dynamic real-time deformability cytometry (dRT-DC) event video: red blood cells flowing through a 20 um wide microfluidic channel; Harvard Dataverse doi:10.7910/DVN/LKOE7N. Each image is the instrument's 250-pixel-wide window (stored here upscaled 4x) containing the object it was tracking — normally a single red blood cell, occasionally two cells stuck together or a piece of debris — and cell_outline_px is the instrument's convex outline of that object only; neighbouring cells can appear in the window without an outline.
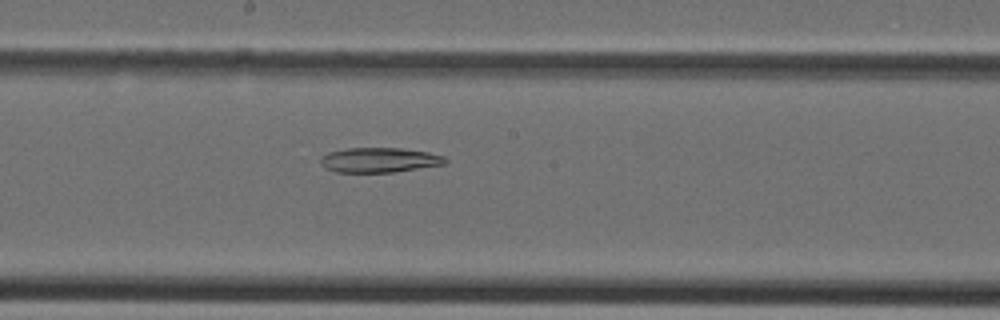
{"species": "Egyptian fruit bat (a non-hibernating species)", "species_latin": "Rousettus aegyptiacus", "temperature_condition": "cold", "stored_images_in_passage": 27, "camera_frame_rate_fps": 3000, "um_per_image_px": 0.085, "animal": {"sex": "female"}, "frame": {"image": 1, "passage_image": 11, "time_ms": 3.333, "image_size_px": [1000, 320], "cell_outline_px": [[448, 164], [392, 172], [336, 172], [324, 168], [320, 164], [320, 156], [328, 152], [348, 148], [400, 148], [428, 152], [444, 156], [448, 160]], "centroid_in_image_um": [32.24, 13.6], "position_along_channel_um": 216.0, "area_um2": 18.21}}
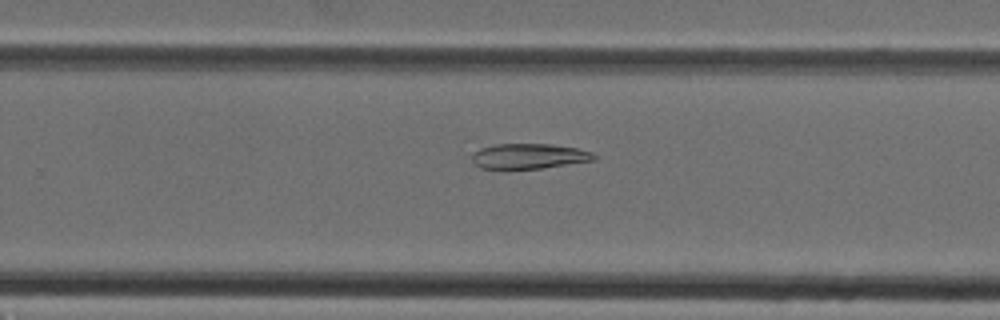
{"frame": {"image": 2, "passage_image": 15, "time_ms": 4.667, "image_size_px": [1000, 320], "cell_outline_px": [[596, 160], [544, 168], [480, 168], [472, 160], [472, 152], [480, 148], [496, 144], [552, 144], [576, 148], [592, 152], [596, 156]], "centroid_in_image_um": [44.98, 13.27], "position_along_channel_um": 284.8, "area_um2": 17.86}}
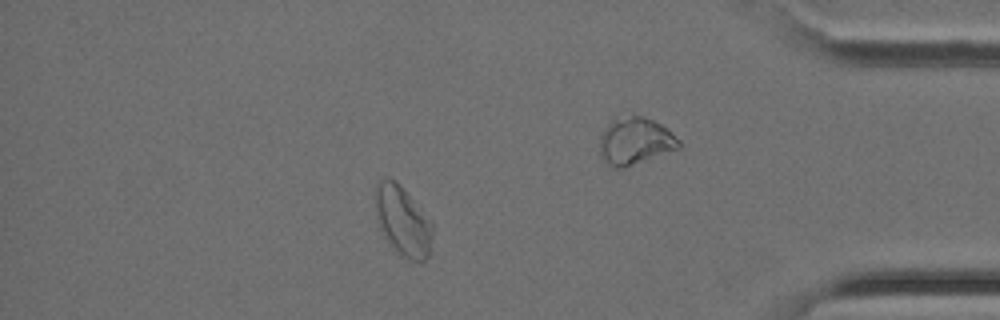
{"frame": {"image": 3, "passage_image": 21, "time_ms": 6.667, "image_size_px": [1000, 320], "cell_outline_px": [[432, 236], [428, 256], [424, 260], [408, 260], [400, 256], [388, 244], [380, 228], [376, 216], [376, 184], [380, 180], [388, 176], [396, 180], [400, 184], [432, 220]], "centroid_in_image_um": [34.23, 18.77], "position_along_channel_um": 401.0, "area_um2": 23.47}}